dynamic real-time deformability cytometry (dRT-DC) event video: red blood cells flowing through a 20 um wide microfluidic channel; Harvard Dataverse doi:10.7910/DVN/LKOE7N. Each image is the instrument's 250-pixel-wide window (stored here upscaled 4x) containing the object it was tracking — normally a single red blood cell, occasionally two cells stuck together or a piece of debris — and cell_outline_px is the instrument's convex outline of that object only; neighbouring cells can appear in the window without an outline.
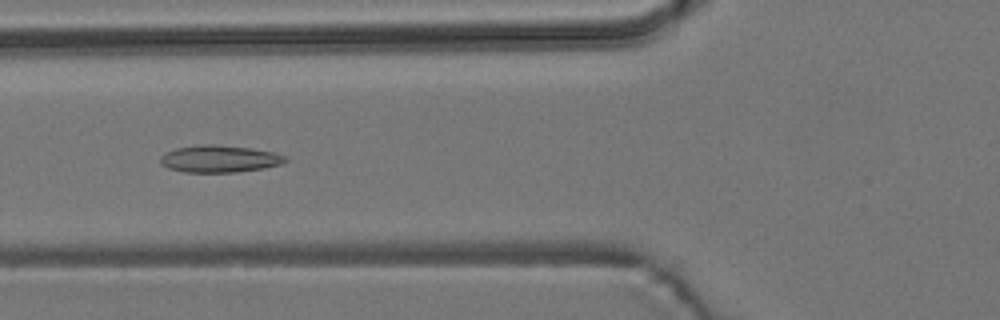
{"species": "common noctule bat (a hibernating species)", "species_latin": "Nyctalus noctula", "temperature_condition": "room temperature", "stored_images_in_passage": 8, "camera_frame_rate_fps": 3000, "um_per_image_px": 0.085, "animal": {"sex": "male", "body_mass_g": 19.2, "forearm_length_mm": 51.8}, "frame": {"image": 1, "passage_image": 6, "time_ms": 5.667, "image_size_px": [1000, 320], "cell_outline_px": [[288, 160], [280, 164], [264, 168], [236, 172], [184, 172], [168, 168], [160, 164], [160, 156], [176, 148], [200, 144], [212, 144], [252, 148], [272, 152], [284, 156]], "centroid_in_image_um": [18.62, 13.5], "position_along_channel_um": 107.2, "area_um2": 19.65}}
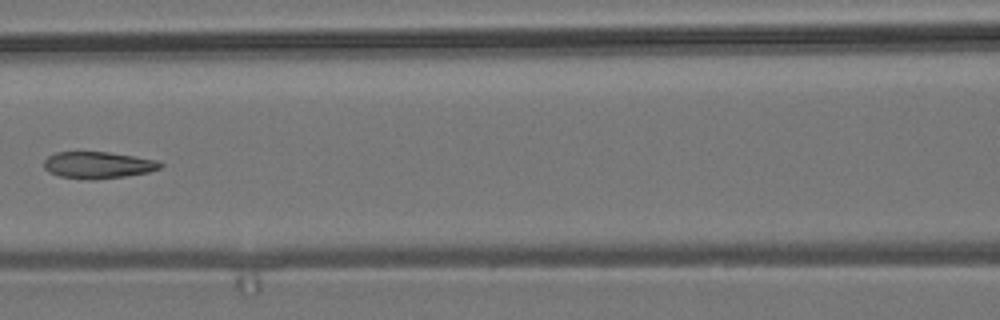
{"frame": {"image": 2, "passage_image": 7, "time_ms": 7.0, "image_size_px": [1000, 320], "cell_outline_px": [[164, 164], [160, 168], [148, 172], [124, 176], [92, 180], [88, 180], [60, 176], [48, 172], [44, 168], [44, 160], [48, 156], [56, 152], [108, 152], [156, 160]], "centroid_in_image_um": [8.3, 14.03], "position_along_channel_um": 158.3, "area_um2": 18.03}}
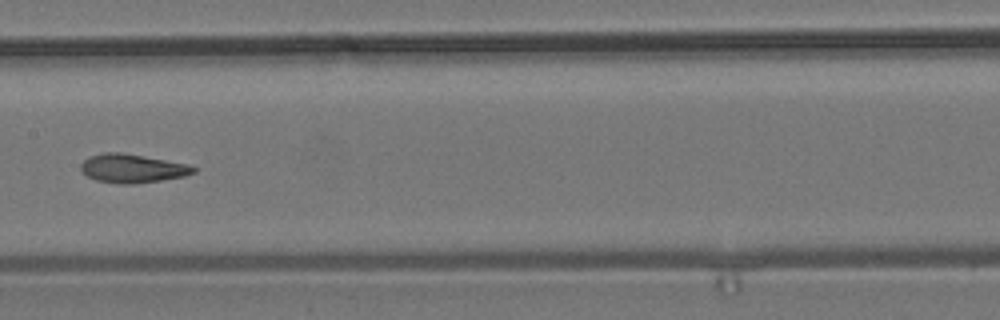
{"frame": {"image": 3, "passage_image": 8, "time_ms": 8.0, "image_size_px": [1000, 320], "cell_outline_px": [[196, 172], [184, 176], [160, 180], [132, 184], [120, 184], [96, 180], [80, 172], [80, 164], [88, 156], [104, 152], [120, 152], [144, 156], [188, 164], [196, 168]], "centroid_in_image_um": [11.21, 14.31], "position_along_channel_um": 196.2, "area_um2": 18.84}}